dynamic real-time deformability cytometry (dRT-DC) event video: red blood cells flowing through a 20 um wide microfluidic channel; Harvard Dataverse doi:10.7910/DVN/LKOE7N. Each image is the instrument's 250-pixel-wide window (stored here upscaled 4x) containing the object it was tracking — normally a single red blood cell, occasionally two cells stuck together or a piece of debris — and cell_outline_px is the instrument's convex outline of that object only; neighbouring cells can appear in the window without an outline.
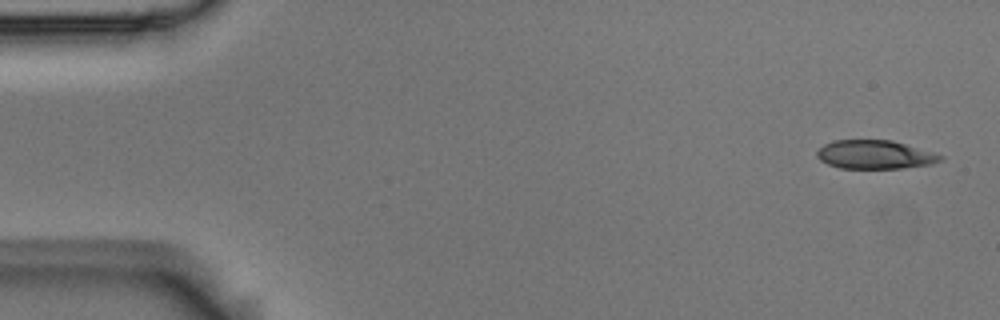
{"species": "Egyptian fruit bat (a non-hibernating species)", "species_latin": "Rousettus aegyptiacus", "temperature_condition": "room temperature", "stored_images_in_passage": 5, "segment_of_instrument_passage": [1, 2], "camera_frame_rate_fps": 3000, "um_per_image_px": 0.085, "animal": {"sex": "male"}, "frame": {"image": 1, "passage_image": 1, "time_ms": 0.0, "image_size_px": [1000, 320], "cell_outline_px": [[944, 160], [932, 164], [900, 168], [840, 168], [828, 164], [820, 160], [816, 156], [816, 152], [824, 144], [832, 140], [892, 140], [932, 152], [944, 156]], "centroid_in_image_um": [74.36, 13.14], "position_along_channel_um": 10.6, "area_um2": 20.58}}
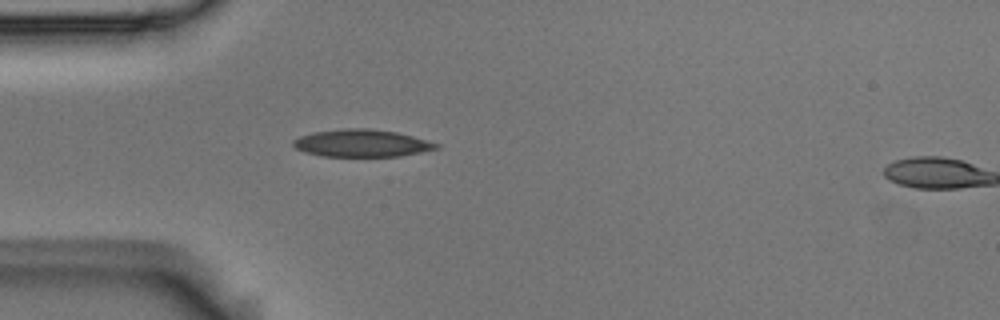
{"frame": {"image": 2, "passage_image": 4, "time_ms": 1.0, "image_size_px": [1000, 320], "cell_outline_px": [[440, 148], [400, 156], [320, 156], [304, 152], [296, 148], [292, 144], [292, 140], [300, 136], [312, 132], [344, 128], [368, 128], [396, 132], [412, 136], [440, 144]], "centroid_in_image_um": [30.72, 12.17], "position_along_channel_um": 54.3, "area_um2": 22.83}}